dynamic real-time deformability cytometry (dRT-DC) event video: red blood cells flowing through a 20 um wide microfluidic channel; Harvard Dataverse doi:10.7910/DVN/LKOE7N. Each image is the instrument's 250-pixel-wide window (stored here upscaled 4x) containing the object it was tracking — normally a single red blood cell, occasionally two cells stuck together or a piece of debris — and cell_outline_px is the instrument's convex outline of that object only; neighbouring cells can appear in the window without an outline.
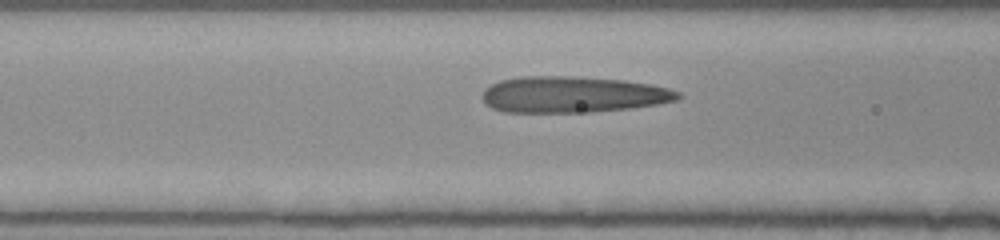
{"species": "human", "species_latin": "Homo sapiens", "temperature_condition": "room temperature", "stored_images_in_passage": 14, "camera_frame_rate_fps": 3000, "um_per_image_px": 0.085, "donor": {"sex": "female"}, "frame": {"image": 1, "passage_image": 12, "time_ms": 3.667, "image_size_px": [1000, 240], "cell_outline_px": [[680, 100], [632, 108], [592, 112], [504, 112], [492, 108], [484, 104], [480, 96], [484, 88], [500, 80], [520, 76], [568, 76], [624, 80], [652, 84], [668, 88], [680, 92]], "centroid_in_image_um": [48.66, 8.04], "position_along_channel_um": 117.9, "area_um2": 41.73}}